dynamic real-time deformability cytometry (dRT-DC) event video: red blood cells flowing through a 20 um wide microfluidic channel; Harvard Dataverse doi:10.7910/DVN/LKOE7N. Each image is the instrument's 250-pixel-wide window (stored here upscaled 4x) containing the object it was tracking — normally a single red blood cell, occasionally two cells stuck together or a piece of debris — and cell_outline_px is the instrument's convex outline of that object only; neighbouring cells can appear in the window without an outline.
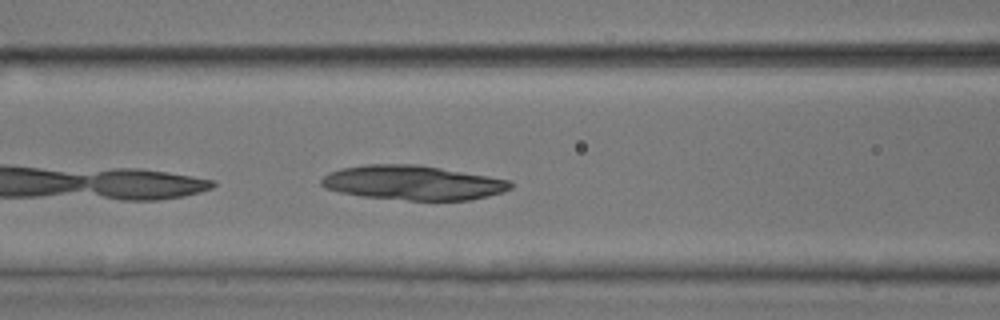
{"species": "common noctule bat (a hibernating species)", "species_latin": "Nyctalus noctula", "temperature_condition": "room temperature", "stored_images_in_passage": 5, "camera_frame_rate_fps": 3000, "um_per_image_px": 0.085, "animal": {"sex": "male", "body_mass_g": 17.9, "forearm_length_mm": 54.2}, "frame": {"image": 1, "passage_image": 5, "time_ms": 4.667, "image_size_px": [1000, 320], "cell_outline_px": [[512, 188], [504, 192], [488, 196], [468, 200], [408, 200], [360, 196], [340, 192], [324, 188], [320, 184], [320, 180], [324, 176], [340, 168], [368, 164], [416, 164], [488, 176], [508, 180], [512, 184]], "centroid_in_image_um": [35.07, 15.53], "position_along_channel_um": 131.5, "area_um2": 37.86}}